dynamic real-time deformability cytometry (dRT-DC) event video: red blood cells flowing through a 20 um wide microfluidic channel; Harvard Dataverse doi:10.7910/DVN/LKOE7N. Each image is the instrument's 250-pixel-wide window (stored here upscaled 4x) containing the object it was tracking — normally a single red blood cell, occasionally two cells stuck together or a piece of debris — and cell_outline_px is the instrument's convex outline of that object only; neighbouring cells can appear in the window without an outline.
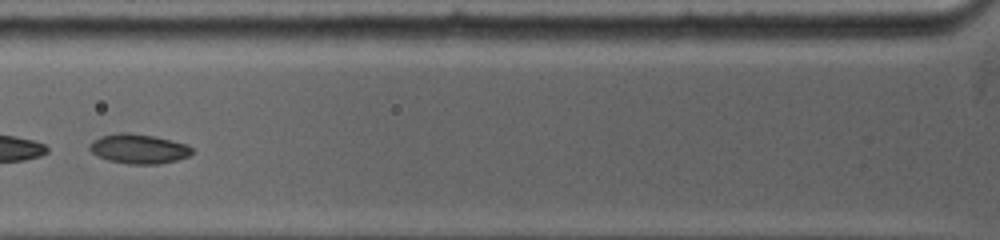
{"species": "common noctule bat (a hibernating species)", "species_latin": "Nyctalus noctula", "temperature_condition": "warm", "stored_images_in_passage": 12, "camera_frame_rate_fps": 5000, "um_per_image_px": 0.085, "animal": {"sex": "female", "body_mass_g": 19.0, "forearm_length_mm": 53.3}, "frame": {"image": 1, "passage_image": 4, "time_ms": 1.4, "image_size_px": [1000, 240], "cell_outline_px": [[192, 152], [188, 156], [176, 160], [156, 164], [128, 164], [108, 160], [96, 156], [88, 148], [88, 144], [92, 140], [100, 136], [120, 132], [128, 132], [152, 136], [172, 140], [188, 144], [192, 148]], "centroid_in_image_um": [11.74, 12.64], "position_along_channel_um": 114.1, "area_um2": 17.74}}
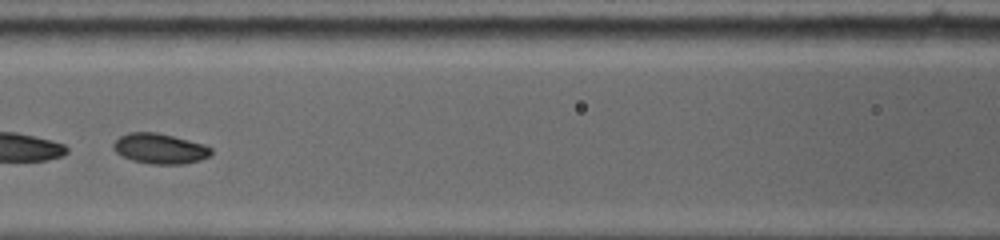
{"frame": {"image": 2, "passage_image": 6, "time_ms": 2.4, "image_size_px": [1000, 240], "cell_outline_px": [[212, 152], [208, 156], [200, 160], [184, 164], [148, 164], [132, 160], [116, 152], [112, 148], [112, 144], [120, 136], [128, 132], [156, 132], [204, 144], [212, 148]], "centroid_in_image_um": [13.57, 12.63], "position_along_channel_um": 153.0, "area_um2": 17.22}}